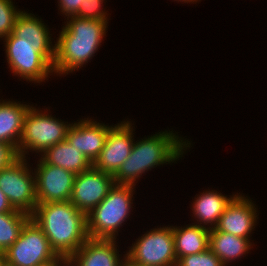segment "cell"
Segmentation results:
<instances>
[{
  "label": "cell",
  "instance_id": "obj_24",
  "mask_svg": "<svg viewBox=\"0 0 267 266\" xmlns=\"http://www.w3.org/2000/svg\"><path fill=\"white\" fill-rule=\"evenodd\" d=\"M176 266H224L221 260L208 248L206 251L180 257Z\"/></svg>",
  "mask_w": 267,
  "mask_h": 266
},
{
  "label": "cell",
  "instance_id": "obj_4",
  "mask_svg": "<svg viewBox=\"0 0 267 266\" xmlns=\"http://www.w3.org/2000/svg\"><path fill=\"white\" fill-rule=\"evenodd\" d=\"M133 185L114 184L105 199L87 215V232L92 239H116L129 217Z\"/></svg>",
  "mask_w": 267,
  "mask_h": 266
},
{
  "label": "cell",
  "instance_id": "obj_6",
  "mask_svg": "<svg viewBox=\"0 0 267 266\" xmlns=\"http://www.w3.org/2000/svg\"><path fill=\"white\" fill-rule=\"evenodd\" d=\"M46 112L42 113L33 106L27 111L17 148L18 156L25 158L28 149L42 154L49 147L66 140L72 124L61 122Z\"/></svg>",
  "mask_w": 267,
  "mask_h": 266
},
{
  "label": "cell",
  "instance_id": "obj_25",
  "mask_svg": "<svg viewBox=\"0 0 267 266\" xmlns=\"http://www.w3.org/2000/svg\"><path fill=\"white\" fill-rule=\"evenodd\" d=\"M103 0H83L79 11L74 15L79 18L107 21V12L102 10Z\"/></svg>",
  "mask_w": 267,
  "mask_h": 266
},
{
  "label": "cell",
  "instance_id": "obj_16",
  "mask_svg": "<svg viewBox=\"0 0 267 266\" xmlns=\"http://www.w3.org/2000/svg\"><path fill=\"white\" fill-rule=\"evenodd\" d=\"M30 107L15 101L0 100V142L8 143L17 150L24 118Z\"/></svg>",
  "mask_w": 267,
  "mask_h": 266
},
{
  "label": "cell",
  "instance_id": "obj_5",
  "mask_svg": "<svg viewBox=\"0 0 267 266\" xmlns=\"http://www.w3.org/2000/svg\"><path fill=\"white\" fill-rule=\"evenodd\" d=\"M3 39L7 62L15 75L40 83L54 72L55 46L52 44H28L19 41L13 33Z\"/></svg>",
  "mask_w": 267,
  "mask_h": 266
},
{
  "label": "cell",
  "instance_id": "obj_29",
  "mask_svg": "<svg viewBox=\"0 0 267 266\" xmlns=\"http://www.w3.org/2000/svg\"><path fill=\"white\" fill-rule=\"evenodd\" d=\"M62 263V264H61ZM42 266H68V259L59 257L56 261L50 262Z\"/></svg>",
  "mask_w": 267,
  "mask_h": 266
},
{
  "label": "cell",
  "instance_id": "obj_15",
  "mask_svg": "<svg viewBox=\"0 0 267 266\" xmlns=\"http://www.w3.org/2000/svg\"><path fill=\"white\" fill-rule=\"evenodd\" d=\"M115 240L88 238L68 259V266H122Z\"/></svg>",
  "mask_w": 267,
  "mask_h": 266
},
{
  "label": "cell",
  "instance_id": "obj_3",
  "mask_svg": "<svg viewBox=\"0 0 267 266\" xmlns=\"http://www.w3.org/2000/svg\"><path fill=\"white\" fill-rule=\"evenodd\" d=\"M179 138L169 130L159 132L151 137L134 142L129 157L113 176L115 184L133 185L136 179L151 168L161 164L173 163L182 157L185 148L190 147V141ZM189 142V143H188Z\"/></svg>",
  "mask_w": 267,
  "mask_h": 266
},
{
  "label": "cell",
  "instance_id": "obj_27",
  "mask_svg": "<svg viewBox=\"0 0 267 266\" xmlns=\"http://www.w3.org/2000/svg\"><path fill=\"white\" fill-rule=\"evenodd\" d=\"M61 12L68 17L74 16L80 8L83 0H58Z\"/></svg>",
  "mask_w": 267,
  "mask_h": 266
},
{
  "label": "cell",
  "instance_id": "obj_23",
  "mask_svg": "<svg viewBox=\"0 0 267 266\" xmlns=\"http://www.w3.org/2000/svg\"><path fill=\"white\" fill-rule=\"evenodd\" d=\"M17 11L12 0H0V38H5L13 32Z\"/></svg>",
  "mask_w": 267,
  "mask_h": 266
},
{
  "label": "cell",
  "instance_id": "obj_13",
  "mask_svg": "<svg viewBox=\"0 0 267 266\" xmlns=\"http://www.w3.org/2000/svg\"><path fill=\"white\" fill-rule=\"evenodd\" d=\"M256 212L253 202L238 194L227 205L214 228L220 232L248 239L256 225L258 216Z\"/></svg>",
  "mask_w": 267,
  "mask_h": 266
},
{
  "label": "cell",
  "instance_id": "obj_12",
  "mask_svg": "<svg viewBox=\"0 0 267 266\" xmlns=\"http://www.w3.org/2000/svg\"><path fill=\"white\" fill-rule=\"evenodd\" d=\"M130 121L115 125L108 133L105 145L92 167L114 176L129 157L134 145L133 127Z\"/></svg>",
  "mask_w": 267,
  "mask_h": 266
},
{
  "label": "cell",
  "instance_id": "obj_10",
  "mask_svg": "<svg viewBox=\"0 0 267 266\" xmlns=\"http://www.w3.org/2000/svg\"><path fill=\"white\" fill-rule=\"evenodd\" d=\"M114 184L112 175L91 167L75 176L69 201L78 210L88 215L105 199Z\"/></svg>",
  "mask_w": 267,
  "mask_h": 266
},
{
  "label": "cell",
  "instance_id": "obj_11",
  "mask_svg": "<svg viewBox=\"0 0 267 266\" xmlns=\"http://www.w3.org/2000/svg\"><path fill=\"white\" fill-rule=\"evenodd\" d=\"M34 172L37 204L70 200L76 176L73 172L49 165L41 158Z\"/></svg>",
  "mask_w": 267,
  "mask_h": 266
},
{
  "label": "cell",
  "instance_id": "obj_30",
  "mask_svg": "<svg viewBox=\"0 0 267 266\" xmlns=\"http://www.w3.org/2000/svg\"><path fill=\"white\" fill-rule=\"evenodd\" d=\"M124 262L122 264V266H143V265H139V264H136L134 263L133 261L129 260L126 255H124Z\"/></svg>",
  "mask_w": 267,
  "mask_h": 266
},
{
  "label": "cell",
  "instance_id": "obj_19",
  "mask_svg": "<svg viewBox=\"0 0 267 266\" xmlns=\"http://www.w3.org/2000/svg\"><path fill=\"white\" fill-rule=\"evenodd\" d=\"M235 196L236 194L229 198L214 190H207L201 193L192 204L193 215L197 219L198 225L205 227L210 224L212 227L209 226V228H214L218 223L219 217Z\"/></svg>",
  "mask_w": 267,
  "mask_h": 266
},
{
  "label": "cell",
  "instance_id": "obj_9",
  "mask_svg": "<svg viewBox=\"0 0 267 266\" xmlns=\"http://www.w3.org/2000/svg\"><path fill=\"white\" fill-rule=\"evenodd\" d=\"M126 257L143 266H176L172 226L154 228L132 244Z\"/></svg>",
  "mask_w": 267,
  "mask_h": 266
},
{
  "label": "cell",
  "instance_id": "obj_32",
  "mask_svg": "<svg viewBox=\"0 0 267 266\" xmlns=\"http://www.w3.org/2000/svg\"><path fill=\"white\" fill-rule=\"evenodd\" d=\"M175 1H177V0H175ZM178 1H182V2L184 1V2H187V3H188V2H192V3H193V2H195V1L197 2L198 0H178Z\"/></svg>",
  "mask_w": 267,
  "mask_h": 266
},
{
  "label": "cell",
  "instance_id": "obj_17",
  "mask_svg": "<svg viewBox=\"0 0 267 266\" xmlns=\"http://www.w3.org/2000/svg\"><path fill=\"white\" fill-rule=\"evenodd\" d=\"M42 155L41 159L45 163L64 168L75 175L92 167V163L67 140L49 147Z\"/></svg>",
  "mask_w": 267,
  "mask_h": 266
},
{
  "label": "cell",
  "instance_id": "obj_21",
  "mask_svg": "<svg viewBox=\"0 0 267 266\" xmlns=\"http://www.w3.org/2000/svg\"><path fill=\"white\" fill-rule=\"evenodd\" d=\"M43 21L31 13L21 11L15 20L13 34L28 44H51V34Z\"/></svg>",
  "mask_w": 267,
  "mask_h": 266
},
{
  "label": "cell",
  "instance_id": "obj_1",
  "mask_svg": "<svg viewBox=\"0 0 267 266\" xmlns=\"http://www.w3.org/2000/svg\"><path fill=\"white\" fill-rule=\"evenodd\" d=\"M59 257L69 259L89 238L87 215L70 201L37 204L31 214Z\"/></svg>",
  "mask_w": 267,
  "mask_h": 266
},
{
  "label": "cell",
  "instance_id": "obj_7",
  "mask_svg": "<svg viewBox=\"0 0 267 266\" xmlns=\"http://www.w3.org/2000/svg\"><path fill=\"white\" fill-rule=\"evenodd\" d=\"M4 256L7 266H42L59 258L42 229L31 219Z\"/></svg>",
  "mask_w": 267,
  "mask_h": 266
},
{
  "label": "cell",
  "instance_id": "obj_26",
  "mask_svg": "<svg viewBox=\"0 0 267 266\" xmlns=\"http://www.w3.org/2000/svg\"><path fill=\"white\" fill-rule=\"evenodd\" d=\"M18 157L17 150L12 145L0 142V169L10 165Z\"/></svg>",
  "mask_w": 267,
  "mask_h": 266
},
{
  "label": "cell",
  "instance_id": "obj_18",
  "mask_svg": "<svg viewBox=\"0 0 267 266\" xmlns=\"http://www.w3.org/2000/svg\"><path fill=\"white\" fill-rule=\"evenodd\" d=\"M177 260L187 255L199 254L209 248L210 228L198 224L172 227Z\"/></svg>",
  "mask_w": 267,
  "mask_h": 266
},
{
  "label": "cell",
  "instance_id": "obj_22",
  "mask_svg": "<svg viewBox=\"0 0 267 266\" xmlns=\"http://www.w3.org/2000/svg\"><path fill=\"white\" fill-rule=\"evenodd\" d=\"M31 215L16 210L0 213V252H5L20 236Z\"/></svg>",
  "mask_w": 267,
  "mask_h": 266
},
{
  "label": "cell",
  "instance_id": "obj_28",
  "mask_svg": "<svg viewBox=\"0 0 267 266\" xmlns=\"http://www.w3.org/2000/svg\"><path fill=\"white\" fill-rule=\"evenodd\" d=\"M16 210L10 204L8 198L0 190V213L15 212Z\"/></svg>",
  "mask_w": 267,
  "mask_h": 266
},
{
  "label": "cell",
  "instance_id": "obj_2",
  "mask_svg": "<svg viewBox=\"0 0 267 266\" xmlns=\"http://www.w3.org/2000/svg\"><path fill=\"white\" fill-rule=\"evenodd\" d=\"M55 42L54 73L69 74L83 67L94 54L106 34L108 21L67 17ZM69 72V73H68Z\"/></svg>",
  "mask_w": 267,
  "mask_h": 266
},
{
  "label": "cell",
  "instance_id": "obj_20",
  "mask_svg": "<svg viewBox=\"0 0 267 266\" xmlns=\"http://www.w3.org/2000/svg\"><path fill=\"white\" fill-rule=\"evenodd\" d=\"M251 245L250 238L246 239L210 228L209 249L221 260L224 266L249 253L247 251L251 249Z\"/></svg>",
  "mask_w": 267,
  "mask_h": 266
},
{
  "label": "cell",
  "instance_id": "obj_8",
  "mask_svg": "<svg viewBox=\"0 0 267 266\" xmlns=\"http://www.w3.org/2000/svg\"><path fill=\"white\" fill-rule=\"evenodd\" d=\"M0 190L15 210L29 215L33 213L37 206L35 174L33 170L32 173L29 171L26 158L19 156L0 169Z\"/></svg>",
  "mask_w": 267,
  "mask_h": 266
},
{
  "label": "cell",
  "instance_id": "obj_31",
  "mask_svg": "<svg viewBox=\"0 0 267 266\" xmlns=\"http://www.w3.org/2000/svg\"><path fill=\"white\" fill-rule=\"evenodd\" d=\"M0 266H7L3 252H0Z\"/></svg>",
  "mask_w": 267,
  "mask_h": 266
},
{
  "label": "cell",
  "instance_id": "obj_14",
  "mask_svg": "<svg viewBox=\"0 0 267 266\" xmlns=\"http://www.w3.org/2000/svg\"><path fill=\"white\" fill-rule=\"evenodd\" d=\"M114 126H106L89 118L72 123L66 140L75 146L91 163L102 151L107 135Z\"/></svg>",
  "mask_w": 267,
  "mask_h": 266
}]
</instances>
